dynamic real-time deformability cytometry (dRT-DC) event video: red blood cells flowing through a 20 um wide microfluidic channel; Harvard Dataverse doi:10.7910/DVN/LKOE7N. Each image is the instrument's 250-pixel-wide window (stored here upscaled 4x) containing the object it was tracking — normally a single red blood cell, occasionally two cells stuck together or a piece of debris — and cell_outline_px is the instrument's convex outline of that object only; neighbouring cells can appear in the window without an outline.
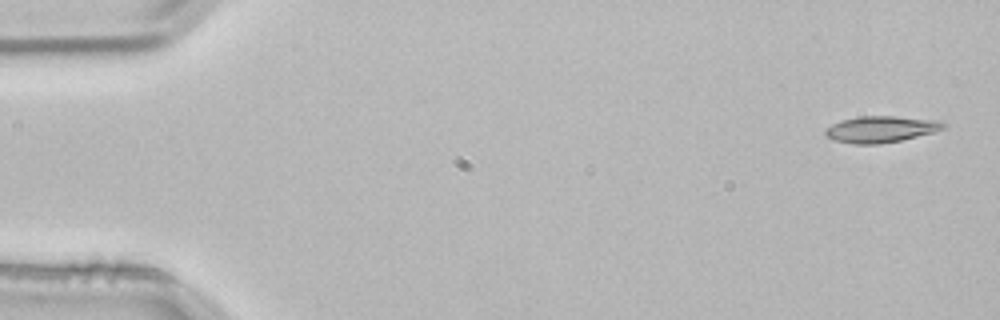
{"species": "common noctule bat (a hibernating species)", "species_latin": "Nyctalus noctula", "temperature_condition": "room temperature", "stored_images_in_passage": 4, "camera_frame_rate_fps": 3000, "um_per_image_px": 0.085, "animal": {"sex": "male", "body_mass_g": 21.5, "forearm_length_mm": 52.0}, "frame": {"image": 1, "passage_image": 1, "time_ms": 0.0, "image_size_px": [1000, 320], "cell_outline_px": [[948, 124], [944, 128], [932, 132], [900, 140], [880, 144], [852, 144], [832, 140], [824, 136], [824, 128], [840, 120], [856, 116], [896, 116], [944, 120]], "centroid_in_image_um": [74.84, 10.97], "position_along_channel_um": 10.2, "area_um2": 18.55}}
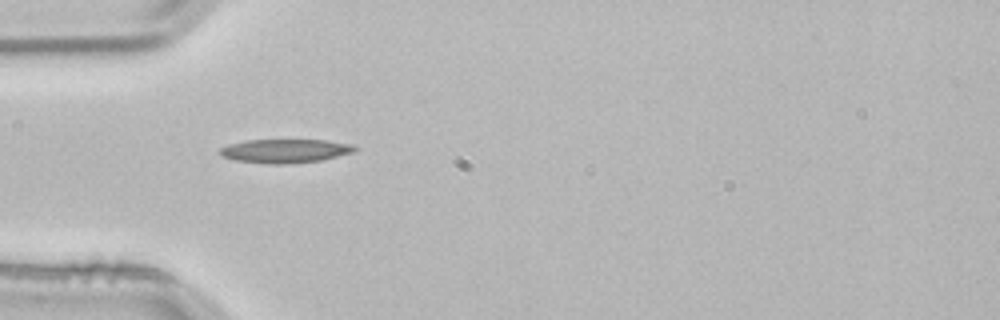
{"frame": {"image": 2, "passage_image": 3, "time_ms": 0.667, "image_size_px": [1000, 320], "cell_outline_px": [[360, 148], [356, 152], [320, 160], [284, 164], [272, 164], [236, 160], [220, 156], [216, 152], [220, 148], [228, 144], [248, 140], [328, 140], [352, 144]], "centroid_in_image_um": [24.25, 12.82], "position_along_channel_um": 60.7, "area_um2": 18.84}}